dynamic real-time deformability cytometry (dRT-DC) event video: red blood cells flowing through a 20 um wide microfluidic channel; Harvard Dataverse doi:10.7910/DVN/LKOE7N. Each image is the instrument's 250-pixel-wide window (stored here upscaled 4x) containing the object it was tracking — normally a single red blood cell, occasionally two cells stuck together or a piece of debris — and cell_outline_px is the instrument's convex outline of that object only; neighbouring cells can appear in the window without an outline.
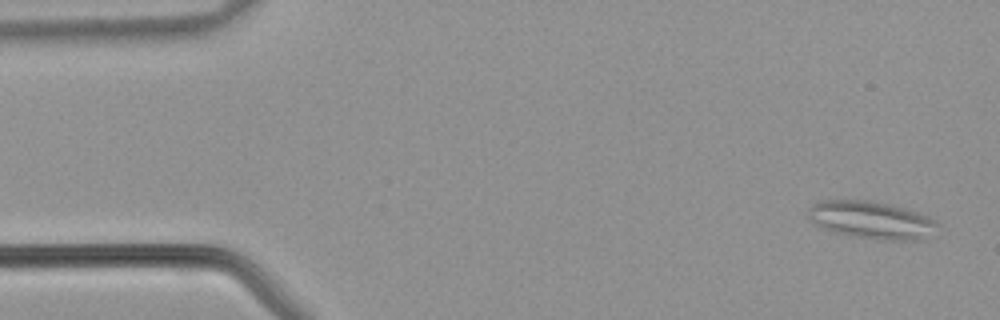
{"species": "common noctule bat (a hibernating species)", "species_latin": "Nyctalus noctula", "temperature_condition": "warm", "stored_images_in_passage": 42, "camera_frame_rate_fps": 3000, "um_per_image_px": 0.085, "animal": {"sex": "male", "body_mass_g": 21.5, "forearm_length_mm": 52.0}, "frame": {"image": 1, "passage_image": 2, "time_ms": 0.333, "image_size_px": [1000, 320], "cell_outline_px": [[936, 236], [920, 240], [880, 240], [852, 236], [836, 232], [824, 228], [816, 224], [808, 216], [808, 208], [812, 204], [824, 200], [872, 200], [904, 208], [928, 216], [936, 220]], "centroid_in_image_um": [74.13, 18.71], "position_along_channel_um": 10.9, "area_um2": 28.44}}
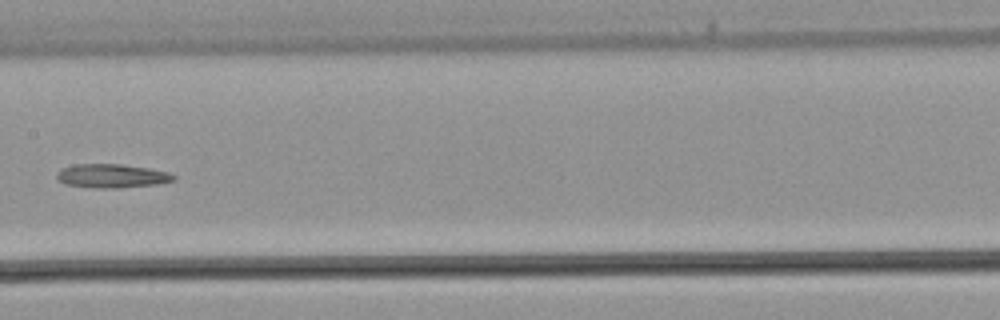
{"frame": {"image": 2, "passage_image": 21, "time_ms": 6.667, "image_size_px": [1000, 320], "cell_outline_px": [[176, 180], [160, 184], [116, 188], [96, 188], [64, 184], [56, 176], [56, 172], [60, 168], [76, 164], [120, 164], [148, 168], [168, 172], [176, 176]], "centroid_in_image_um": [9.51, 14.95], "position_along_channel_um": 197.9, "area_um2": 16.3}}
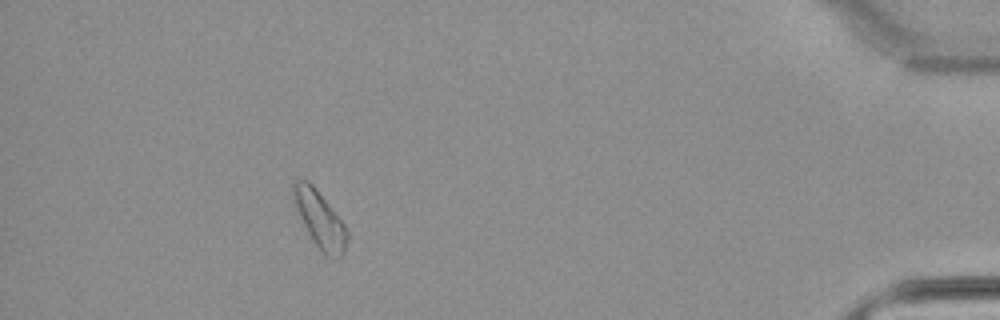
{"frame": {"image": 3, "passage_image": 38, "time_ms": 12.333, "image_size_px": [1000, 320], "cell_outline_px": [[348, 240], [344, 252], [340, 256], [332, 260], [324, 256], [308, 232], [296, 208], [292, 196], [292, 184], [296, 180], [308, 180], [312, 184], [344, 224], [348, 232]], "centroid_in_image_um": [27.19, 18.68], "position_along_channel_um": 408.0, "area_um2": 17.51}}